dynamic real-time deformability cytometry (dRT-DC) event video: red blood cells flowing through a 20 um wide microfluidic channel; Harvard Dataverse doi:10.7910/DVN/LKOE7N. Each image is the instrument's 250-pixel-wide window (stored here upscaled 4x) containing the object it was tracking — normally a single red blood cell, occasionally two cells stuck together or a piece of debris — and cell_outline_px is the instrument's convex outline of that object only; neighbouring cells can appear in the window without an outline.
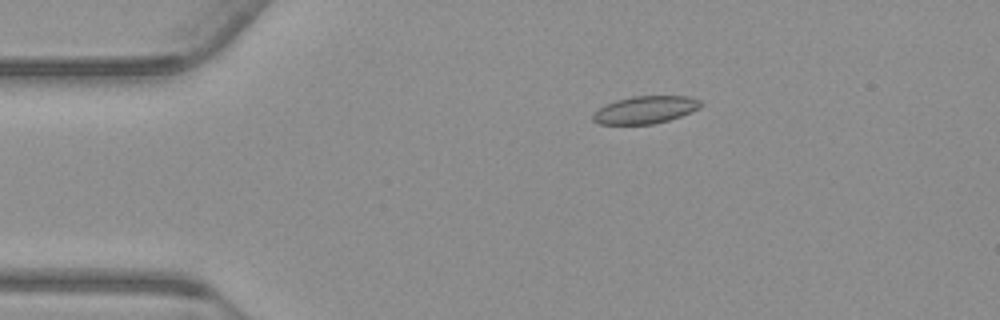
{"species": "common noctule bat (a hibernating species)", "species_latin": "Nyctalus noctula", "temperature_condition": "warm", "stored_images_in_passage": 56, "camera_frame_rate_fps": 3000, "um_per_image_px": 0.085, "animal": {"sex": "male", "body_mass_g": 23.1, "forearm_length_mm": 52.7}, "frame": {"image": 1, "passage_image": 11, "time_ms": 3.333, "image_size_px": [1000, 320], "cell_outline_px": [[704, 104], [700, 108], [680, 116], [668, 120], [652, 124], [600, 124], [592, 120], [592, 112], [604, 104], [616, 100], [632, 96], [688, 96], [700, 100]], "centroid_in_image_um": [54.82, 9.32], "position_along_channel_um": 30.2, "area_um2": 17.4}}
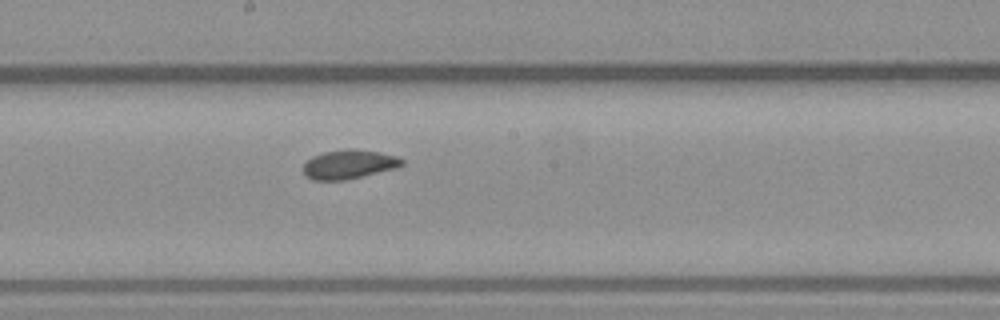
{"frame": {"image": 2, "passage_image": 30, "time_ms": 9.667, "image_size_px": [1000, 320], "cell_outline_px": [[404, 164], [396, 168], [344, 180], [312, 180], [304, 176], [304, 164], [312, 156], [324, 152], [344, 148], [352, 148], [380, 152], [396, 156], [404, 160]], "centroid_in_image_um": [29.65, 13.95], "position_along_channel_um": 218.6, "area_um2": 16.76}}
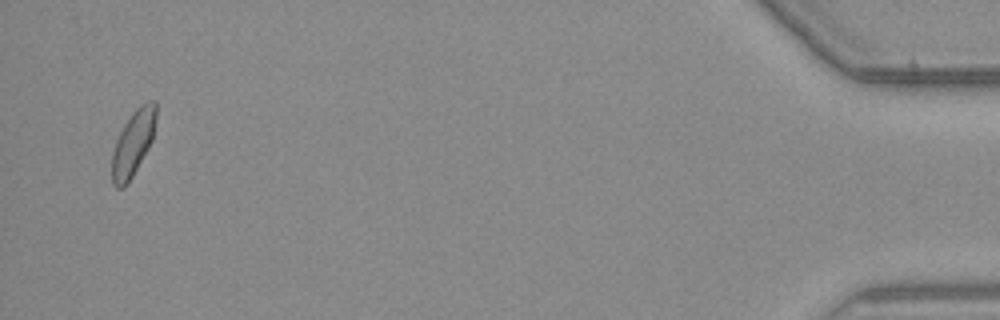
{"frame": {"image": 3, "passage_image": 54, "time_ms": 17.667, "image_size_px": [1000, 320], "cell_outline_px": [[156, 120], [152, 140], [148, 148], [132, 176], [124, 188], [116, 188], [112, 184], [112, 152], [116, 140], [124, 124], [132, 112], [140, 104], [148, 100], [156, 100]], "centroid_in_image_um": [11.31, 12.14], "position_along_channel_um": 423.9, "area_um2": 16.82}, "authors_computed_cell_mechanics": {"area_um2": 17.0221, "velocity_mm_per_s": 3.7395, "shape_relaxation_time_tau1_ms": null, "shape_relaxation_time_tau2_ms": 2.0228, "deformation_change_tau1": null, "deformation_change_tau2": 0.0545}}